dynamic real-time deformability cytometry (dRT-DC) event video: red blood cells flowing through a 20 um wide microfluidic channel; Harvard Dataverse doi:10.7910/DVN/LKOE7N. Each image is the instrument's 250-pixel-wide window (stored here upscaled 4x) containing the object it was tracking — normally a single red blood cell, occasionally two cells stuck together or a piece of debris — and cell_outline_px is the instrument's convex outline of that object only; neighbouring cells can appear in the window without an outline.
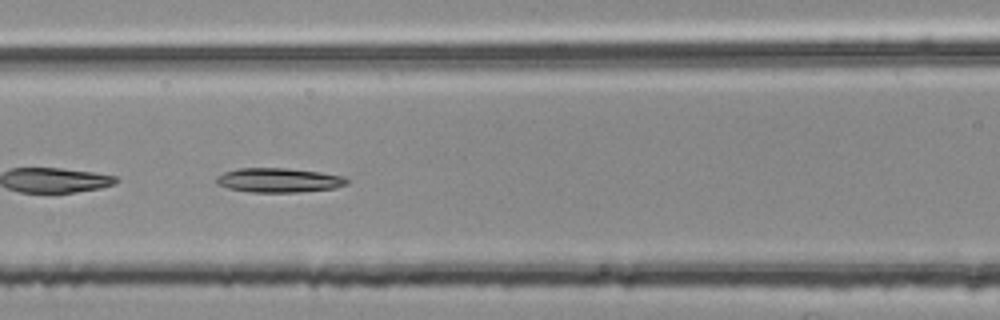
{"species": "common noctule bat (a hibernating species)", "species_latin": "Nyctalus noctula", "temperature_condition": "room temperature", "stored_images_in_passage": 53, "segment_of_instrument_passage": [2, 2], "camera_frame_rate_fps": 3000, "um_per_image_px": 0.085, "animal": {"sex": "female", "body_mass_g": 25.1}, "frame": {"image": 1, "passage_image": 24, "time_ms": 7.667, "image_size_px": [1000, 320], "cell_outline_px": [[348, 184], [336, 188], [300, 192], [252, 192], [228, 188], [216, 184], [216, 176], [224, 172], [236, 168], [288, 168], [320, 172], [344, 176], [348, 180]], "centroid_in_image_um": [23.7, 15.31], "position_along_channel_um": 142.9, "area_um2": 18.67}}
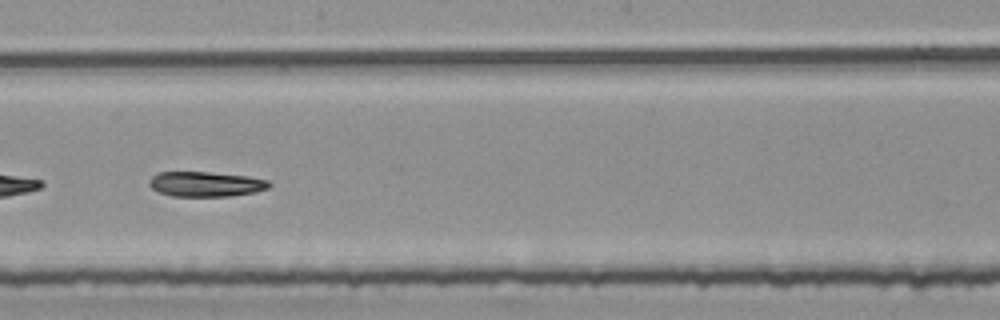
{"frame": {"image": 2, "passage_image": 31, "time_ms": 10.0, "image_size_px": [1000, 320], "cell_outline_px": [[272, 184], [268, 188], [256, 192], [228, 196], [172, 196], [160, 192], [152, 188], [148, 184], [152, 176], [160, 172], [208, 172], [248, 176], [268, 180]], "centroid_in_image_um": [17.51, 15.64], "position_along_channel_um": 230.7, "area_um2": 17.4}}
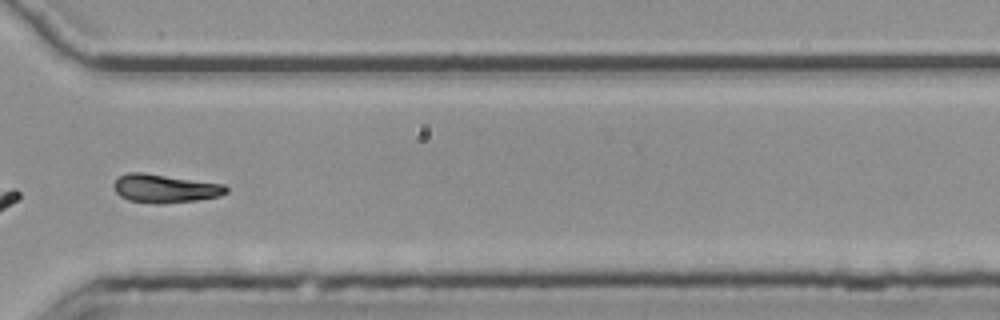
{"frame": {"image": 3, "passage_image": 41, "time_ms": 13.333, "image_size_px": [1000, 320], "cell_outline_px": [[228, 192], [220, 196], [196, 200], [160, 204], [156, 204], [128, 200], [120, 196], [116, 192], [112, 184], [120, 176], [128, 172], [144, 172], [224, 184], [228, 188]], "centroid_in_image_um": [14.01, 16.02], "position_along_channel_um": 356.6, "area_um2": 18.73}}